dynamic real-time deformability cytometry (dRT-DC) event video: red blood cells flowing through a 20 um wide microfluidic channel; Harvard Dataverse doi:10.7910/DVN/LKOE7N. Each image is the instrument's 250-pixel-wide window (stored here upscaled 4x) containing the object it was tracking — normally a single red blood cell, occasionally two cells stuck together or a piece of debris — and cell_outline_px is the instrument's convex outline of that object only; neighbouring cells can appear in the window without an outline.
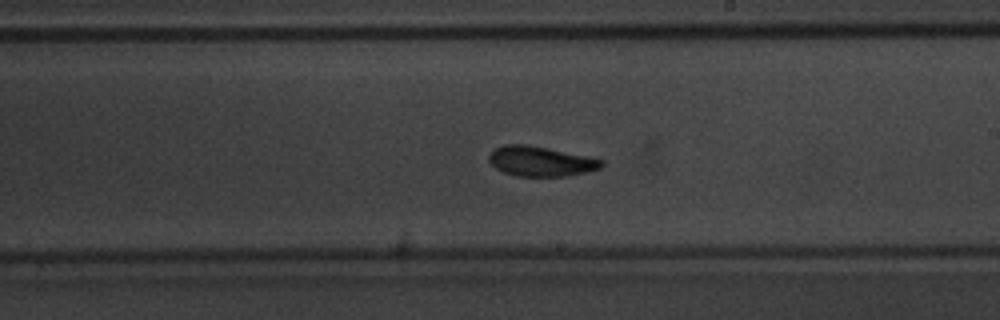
{"species": "common noctule bat (a hibernating species)", "species_latin": "Nyctalus noctula", "temperature_condition": "warm", "stored_images_in_passage": 53, "camera_frame_rate_fps": 3000, "um_per_image_px": 0.085, "animal": {"sex": "male", "body_mass_g": 20.1, "forearm_length_mm": 53.5}, "frame": {"image": 1, "passage_image": 31, "time_ms": 10.0, "image_size_px": [1000, 320], "cell_outline_px": [[604, 164], [600, 168], [568, 176], [516, 176], [504, 172], [496, 168], [488, 160], [488, 156], [492, 148], [504, 144], [528, 144], [604, 160]], "centroid_in_image_um": [45.9, 13.7], "position_along_channel_um": 243.1, "area_um2": 19.59}, "authors_computed_cell_mechanics": {"area_um2": 19.5364, "velocity_mm_per_s": 3.9957, "shape_relaxation_time_tau1_ms": 3.2428, "shape_relaxation_time_tau2_ms": 2.3265, "deformation_change_tau1": 0.1443, "deformation_change_tau2": 0.0923}}